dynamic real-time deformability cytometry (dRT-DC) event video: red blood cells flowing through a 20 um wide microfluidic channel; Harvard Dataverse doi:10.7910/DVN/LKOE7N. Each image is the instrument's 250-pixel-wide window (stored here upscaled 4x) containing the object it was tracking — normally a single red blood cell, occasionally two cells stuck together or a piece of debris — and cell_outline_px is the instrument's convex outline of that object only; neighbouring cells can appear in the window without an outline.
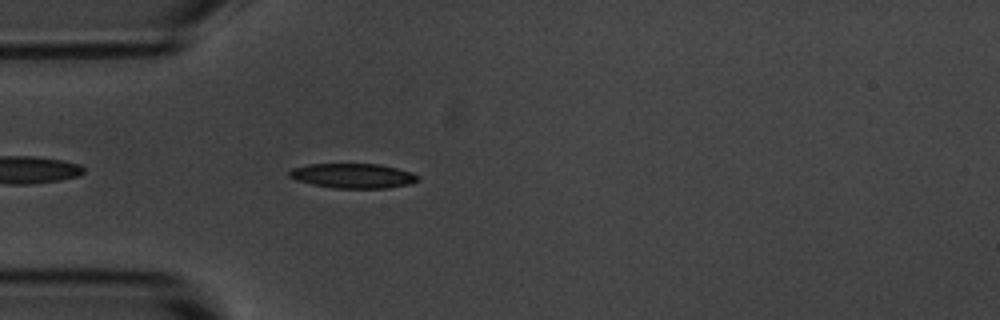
{"species": "common noctule bat (a hibernating species)", "species_latin": "Nyctalus noctula", "temperature_condition": "room temperature", "stored_images_in_passage": 5, "camera_frame_rate_fps": 3000, "um_per_image_px": 0.085, "animal": {"sex": "male", "body_mass_g": 20.1, "forearm_length_mm": 53.5}, "frame": {"image": 1, "passage_image": 5, "time_ms": 4.667, "image_size_px": [1000, 320], "cell_outline_px": [[420, 180], [408, 184], [388, 188], [332, 188], [312, 184], [296, 180], [288, 176], [288, 172], [292, 168], [308, 164], [380, 164], [412, 172], [420, 176]], "centroid_in_image_um": [30.0, 14.94], "position_along_channel_um": 55.0, "area_um2": 18.61}}